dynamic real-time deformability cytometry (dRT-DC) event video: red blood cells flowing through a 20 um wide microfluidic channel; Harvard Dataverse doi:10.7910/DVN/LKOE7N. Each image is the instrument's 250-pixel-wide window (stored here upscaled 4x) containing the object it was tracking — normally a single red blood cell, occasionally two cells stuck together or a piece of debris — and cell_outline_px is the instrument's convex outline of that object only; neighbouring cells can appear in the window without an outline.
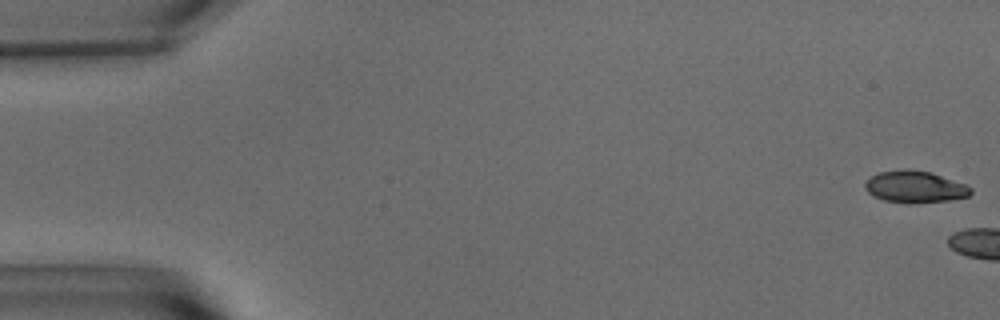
{"species": "common noctule bat (a hibernating species)", "species_latin": "Nyctalus noctula", "temperature_condition": "warm", "stored_images_in_passage": 4, "camera_frame_rate_fps": 3000, "um_per_image_px": 0.085, "animal": {"sex": "male", "body_mass_g": 15.6}, "frame": {"image": 1, "passage_image": 1, "time_ms": 0.0, "image_size_px": [1000, 320], "cell_outline_px": [[972, 192], [968, 196], [948, 200], [912, 204], [908, 204], [884, 200], [872, 196], [864, 188], [864, 184], [872, 176], [880, 172], [904, 168], [908, 168], [932, 172], [964, 184], [972, 188]], "centroid_in_image_um": [77.75, 15.88], "position_along_channel_um": 7.3, "area_um2": 19.77}}